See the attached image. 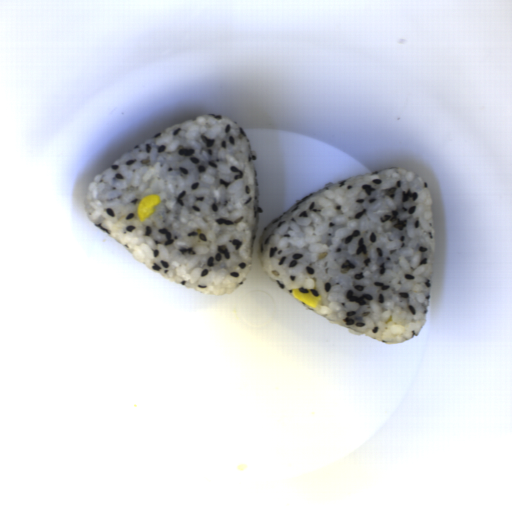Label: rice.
Listing matches in <instances>:
<instances>
[{
    "label": "rice",
    "mask_w": 512,
    "mask_h": 512,
    "mask_svg": "<svg viewBox=\"0 0 512 512\" xmlns=\"http://www.w3.org/2000/svg\"><path fill=\"white\" fill-rule=\"evenodd\" d=\"M257 154L230 116L167 128L95 175L84 210L146 268L195 292L230 295L253 261L260 203ZM161 196L137 219L147 195Z\"/></svg>",
    "instance_id": "rice-2"
},
{
    "label": "rice",
    "mask_w": 512,
    "mask_h": 512,
    "mask_svg": "<svg viewBox=\"0 0 512 512\" xmlns=\"http://www.w3.org/2000/svg\"><path fill=\"white\" fill-rule=\"evenodd\" d=\"M257 254L265 275L321 296L323 318L382 343L424 328L434 262L433 197L423 177L389 167L308 194L266 225Z\"/></svg>",
    "instance_id": "rice-1"
}]
</instances>
